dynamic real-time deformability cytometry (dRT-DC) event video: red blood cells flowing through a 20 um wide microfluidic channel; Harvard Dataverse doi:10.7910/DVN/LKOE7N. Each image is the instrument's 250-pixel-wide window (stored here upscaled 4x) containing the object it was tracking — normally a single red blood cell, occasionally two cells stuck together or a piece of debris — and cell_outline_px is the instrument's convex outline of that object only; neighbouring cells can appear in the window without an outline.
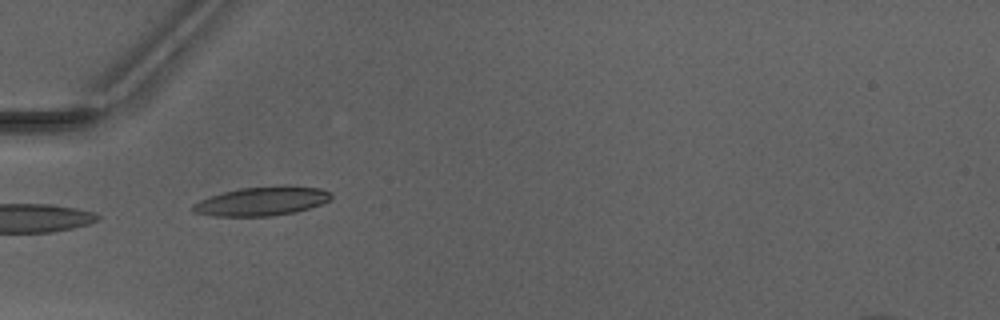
{"species": "Egyptian fruit bat (a non-hibernating species)", "species_latin": "Rousettus aegyptiacus", "temperature_condition": "warm", "stored_images_in_passage": 3, "camera_frame_rate_fps": 3000, "um_per_image_px": 0.085, "animal": {"sex": "male"}, "frame": {"image": 1, "passage_image": 1, "time_ms": 0.0, "image_size_px": [1000, 320], "cell_outline_px": [[332, 196], [328, 200], [320, 204], [296, 212], [272, 216], [212, 216], [192, 212], [192, 204], [208, 196], [240, 188], [280, 184], [288, 184], [320, 188], [328, 192]], "centroid_in_image_um": [22.23, 17.08], "position_along_channel_um": 62.8, "area_um2": 23.64}}